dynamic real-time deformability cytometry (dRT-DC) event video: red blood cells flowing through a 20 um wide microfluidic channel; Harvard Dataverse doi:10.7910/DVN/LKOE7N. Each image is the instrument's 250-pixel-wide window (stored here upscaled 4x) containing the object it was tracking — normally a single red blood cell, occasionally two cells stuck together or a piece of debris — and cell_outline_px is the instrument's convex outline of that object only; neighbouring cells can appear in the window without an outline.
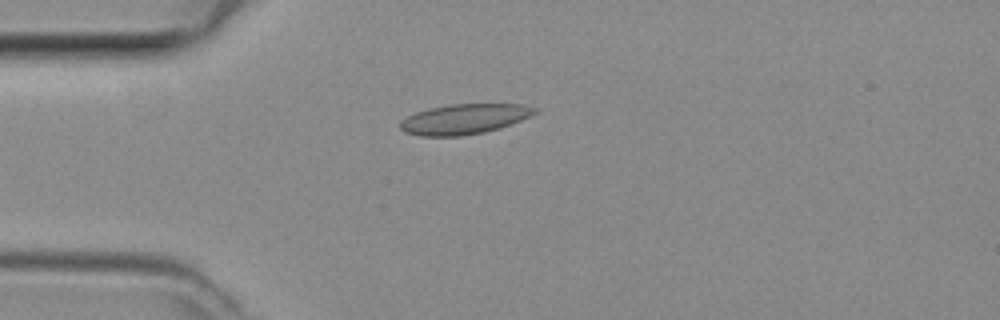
{"species": "common noctule bat (a hibernating species)", "species_latin": "Nyctalus noctula", "temperature_condition": "room temperature", "stored_images_in_passage": 2, "camera_frame_rate_fps": 3000, "um_per_image_px": 0.085, "animal": {"sex": "female", "body_mass_g": 29.2, "forearm_length_mm": 56.3}, "frame": {"image": 1, "passage_image": 1, "time_ms": 0.0, "image_size_px": [1000, 320], "cell_outline_px": [[536, 112], [520, 120], [484, 132], [460, 136], [420, 136], [404, 132], [400, 128], [400, 120], [416, 112], [432, 108], [452, 104], [520, 104], [536, 108]], "centroid_in_image_um": [39.39, 10.12], "position_along_channel_um": 45.6, "area_um2": 23.18}}